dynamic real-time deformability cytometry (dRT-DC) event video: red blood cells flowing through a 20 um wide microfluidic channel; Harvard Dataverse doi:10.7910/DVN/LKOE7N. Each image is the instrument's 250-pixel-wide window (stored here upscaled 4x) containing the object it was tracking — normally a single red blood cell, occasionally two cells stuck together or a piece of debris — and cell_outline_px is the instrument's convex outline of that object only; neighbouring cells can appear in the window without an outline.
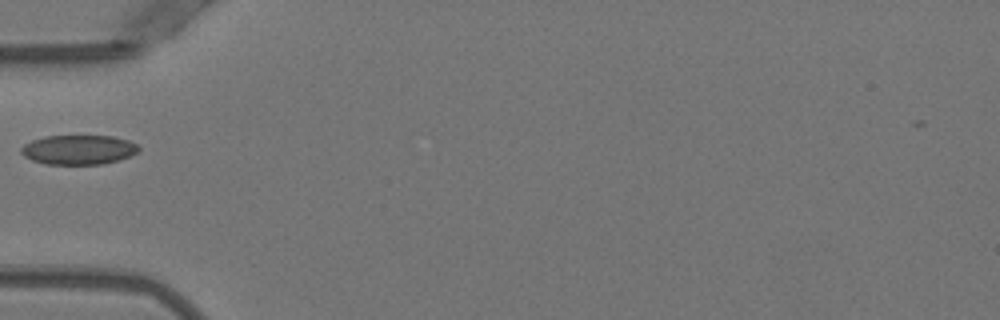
{"species": "Egyptian fruit bat (a non-hibernating species)", "species_latin": "Rousettus aegyptiacus", "temperature_condition": "warm", "stored_images_in_passage": 35, "camera_frame_rate_fps": 3000, "um_per_image_px": 0.085, "animal": {"sex": "female"}, "frame": {"image": 1, "passage_image": 1, "time_ms": 0.0, "image_size_px": [1000, 320], "cell_outline_px": [[140, 148], [136, 152], [120, 160], [104, 164], [44, 164], [32, 160], [24, 156], [20, 152], [20, 148], [24, 144], [32, 140], [44, 136], [112, 136], [128, 140], [136, 144]], "centroid_in_image_um": [6.65, 12.73], "position_along_channel_um": 78.4, "area_um2": 20.23}}
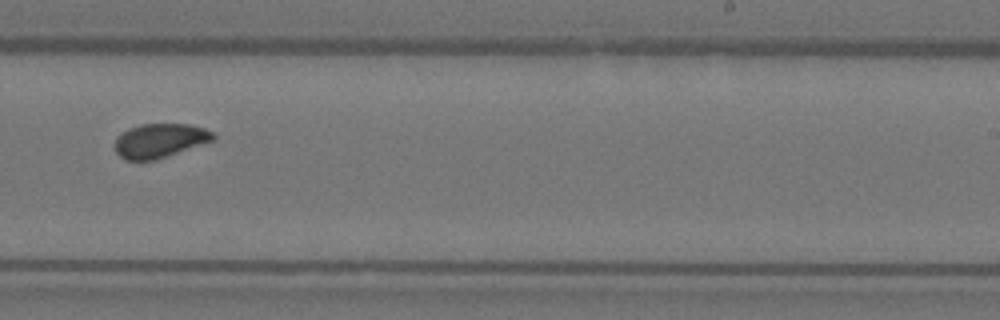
{"frame": {"image": 2, "passage_image": 16, "time_ms": 5.0, "image_size_px": [1000, 320], "cell_outline_px": [[216, 140], [156, 160], [124, 160], [116, 152], [116, 136], [128, 128], [140, 124], [192, 124], [204, 128], [212, 132], [216, 136]], "centroid_in_image_um": [13.61, 11.95], "position_along_channel_um": 275.4, "area_um2": 19.77}}
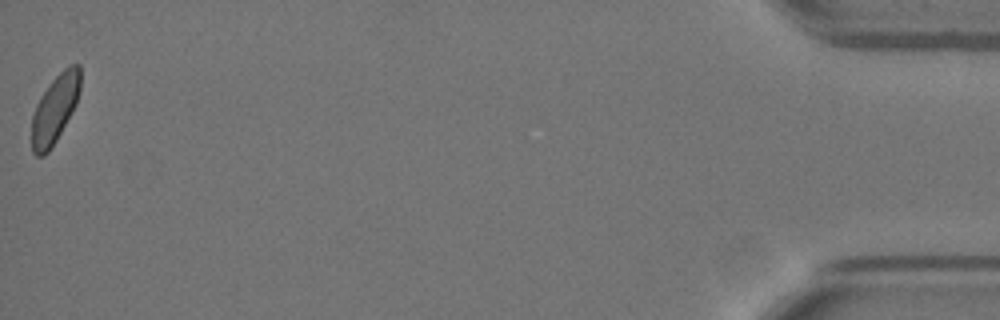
{"frame": {"image": 3, "passage_image": 35, "time_ms": 11.333, "image_size_px": [1000, 320], "cell_outline_px": [[80, 92], [76, 104], [72, 112], [56, 140], [48, 152], [44, 156], [36, 156], [32, 152], [32, 116], [36, 104], [40, 96], [52, 80], [64, 68], [72, 64], [80, 64]], "centroid_in_image_um": [4.66, 9.25], "position_along_channel_um": 430.5, "area_um2": 19.25}}